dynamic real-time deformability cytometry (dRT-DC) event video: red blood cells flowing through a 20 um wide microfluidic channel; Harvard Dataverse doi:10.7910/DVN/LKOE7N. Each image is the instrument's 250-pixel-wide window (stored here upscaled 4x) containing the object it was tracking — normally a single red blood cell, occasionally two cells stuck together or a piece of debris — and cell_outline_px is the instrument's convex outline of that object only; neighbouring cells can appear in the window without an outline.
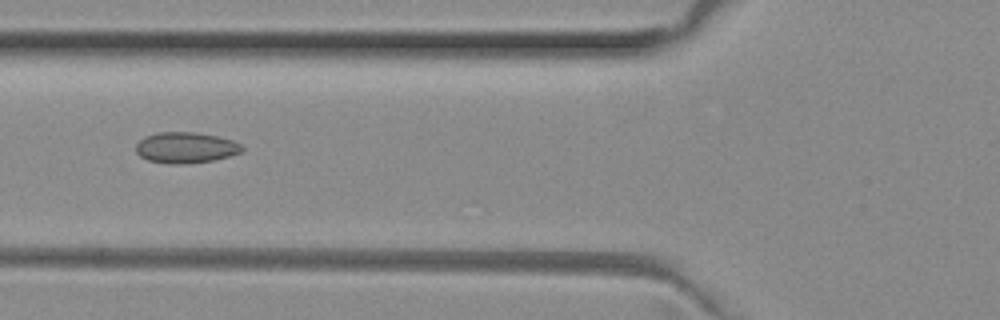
{"species": "common noctule bat (a hibernating species)", "species_latin": "Nyctalus noctula", "temperature_condition": "room temperature", "stored_images_in_passage": 51, "camera_frame_rate_fps": 3000, "um_per_image_px": 0.085, "animal": {"sex": "female", "body_mass_g": 29.2, "forearm_length_mm": 56.3}, "frame": {"image": 1, "passage_image": 19, "time_ms": 6.0, "image_size_px": [1000, 320], "cell_outline_px": [[244, 148], [240, 152], [228, 156], [212, 160], [180, 164], [172, 164], [148, 160], [140, 156], [136, 152], [136, 144], [144, 136], [156, 132], [196, 132], [216, 136], [232, 140], [240, 144]], "centroid_in_image_um": [15.75, 12.53], "position_along_channel_um": 110.1, "area_um2": 18.96}}
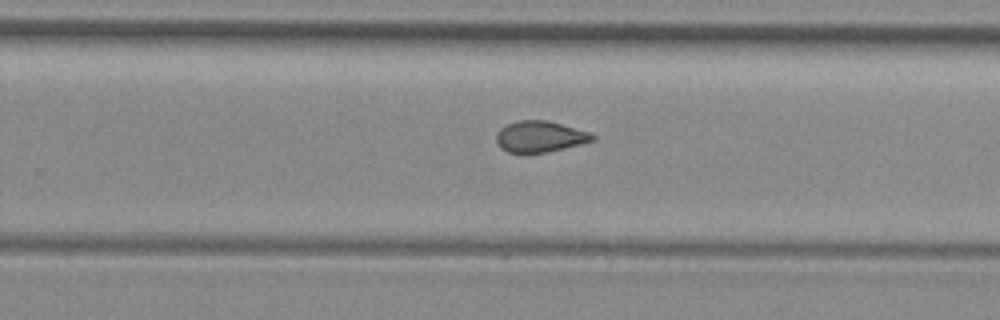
{"frame": {"image": 2, "passage_image": 32, "time_ms": 10.333, "image_size_px": [1000, 320], "cell_outline_px": [[596, 140], [564, 148], [544, 152], [508, 152], [500, 148], [496, 144], [496, 132], [500, 128], [516, 120], [544, 120], [592, 132], [596, 136]], "centroid_in_image_um": [45.89, 11.6], "position_along_channel_um": 283.9, "area_um2": 17.46}}
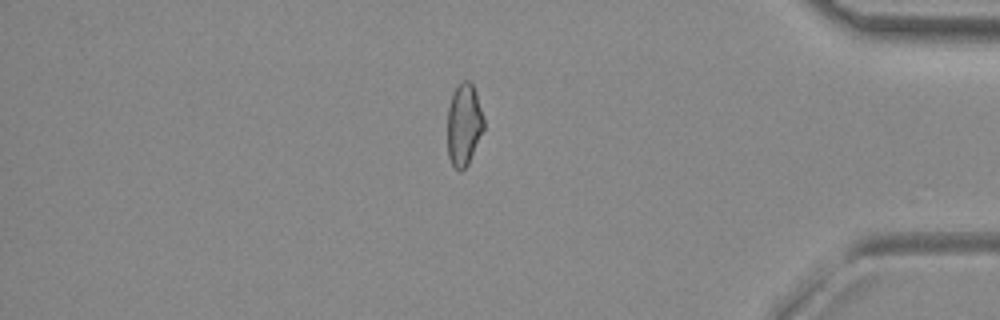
{"frame": {"image": 3, "passage_image": 43, "time_ms": 14.0, "image_size_px": [1000, 320], "cell_outline_px": [[484, 128], [468, 164], [460, 172], [452, 164], [448, 156], [448, 108], [452, 96], [456, 88], [464, 80], [468, 80], [472, 84], [476, 92], [484, 120]], "centroid_in_image_um": [39.43, 10.61], "position_along_channel_um": 395.8, "area_um2": 17.11}, "authors_computed_cell_mechanics": {"area_um2": 18.1492, "velocity_mm_per_s": 4.0152, "shape_relaxation_time_tau1_ms": null, "shape_relaxation_time_tau2_ms": 2.2772, "deformation_change_tau1": null, "deformation_change_tau2": 0.0665}}